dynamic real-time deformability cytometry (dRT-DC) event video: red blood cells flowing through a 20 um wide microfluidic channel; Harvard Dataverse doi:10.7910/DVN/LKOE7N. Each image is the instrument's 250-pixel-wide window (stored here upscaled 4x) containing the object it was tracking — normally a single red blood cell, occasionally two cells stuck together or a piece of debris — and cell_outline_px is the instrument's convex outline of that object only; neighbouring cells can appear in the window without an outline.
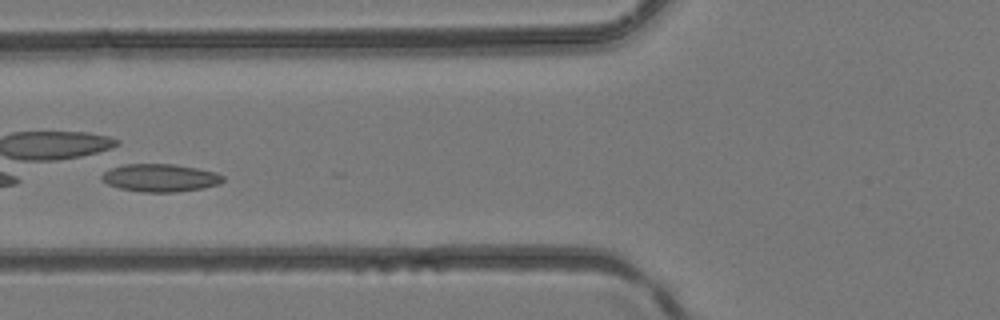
{"species": "common noctule bat (a hibernating species)", "species_latin": "Nyctalus noctula", "temperature_condition": "room temperature", "stored_images_in_passage": 44, "camera_frame_rate_fps": 3000, "um_per_image_px": 0.085, "animal": {"sex": "female", "body_mass_g": 24.6, "forearm_length_mm": 56.2}, "frame": {"image": 1, "passage_image": 18, "time_ms": 5.667, "image_size_px": [1000, 320], "cell_outline_px": [[224, 180], [220, 184], [204, 188], [172, 192], [140, 192], [120, 188], [108, 184], [100, 180], [100, 176], [104, 172], [112, 168], [124, 164], [172, 164], [196, 168], [216, 172], [224, 176]], "centroid_in_image_um": [13.62, 15.12], "position_along_channel_um": 112.2, "area_um2": 19.65}}
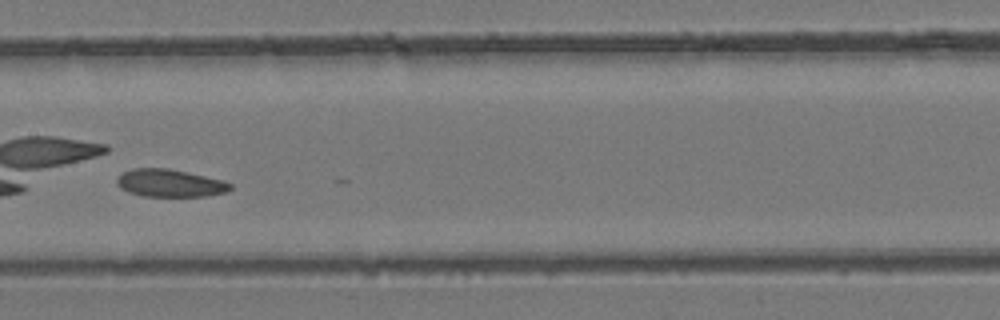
{"frame": {"image": 2, "passage_image": 23, "time_ms": 7.333, "image_size_px": [1000, 320], "cell_outline_px": [[232, 188], [228, 192], [204, 196], [144, 196], [128, 192], [120, 188], [116, 184], [116, 180], [124, 172], [132, 168], [168, 168], [224, 180], [232, 184]], "centroid_in_image_um": [14.46, 15.56], "position_along_channel_um": 192.9, "area_um2": 18.26}}